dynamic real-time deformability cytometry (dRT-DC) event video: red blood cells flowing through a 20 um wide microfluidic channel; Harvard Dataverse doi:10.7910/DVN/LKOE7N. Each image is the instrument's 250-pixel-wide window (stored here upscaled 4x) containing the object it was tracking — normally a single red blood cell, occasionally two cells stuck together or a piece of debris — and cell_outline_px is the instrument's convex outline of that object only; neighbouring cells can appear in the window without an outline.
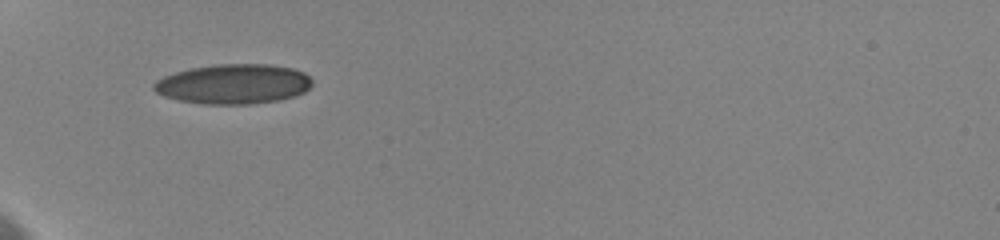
{"species": "human", "species_latin": "Homo sapiens", "temperature_condition": "cold", "stored_images_in_passage": 34, "camera_frame_rate_fps": 3000, "um_per_image_px": 0.085, "donor": {"sex": "female"}, "frame": {"image": 1, "passage_image": 1, "time_ms": 0.0, "image_size_px": [1000, 240], "cell_outline_px": [[312, 84], [304, 92], [296, 96], [280, 100], [248, 104], [204, 104], [180, 100], [164, 96], [156, 92], [152, 88], [152, 84], [156, 80], [164, 76], [188, 68], [216, 64], [268, 64], [292, 68], [304, 72], [312, 80]], "centroid_in_image_um": [19.84, 7.14], "position_along_channel_um": 65.2, "area_um2": 36.88}}
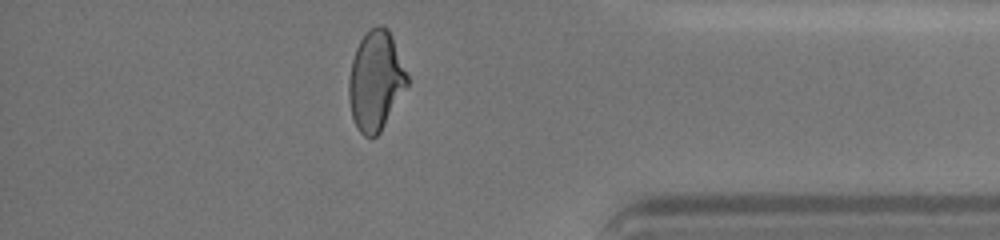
{"frame": {"image": 2, "passage_image": 30, "time_ms": 10.0, "image_size_px": [1000, 240], "cell_outline_px": [[408, 84], [380, 132], [376, 136], [364, 136], [360, 132], [352, 116], [348, 96], [348, 80], [352, 60], [356, 48], [360, 40], [368, 28], [376, 24], [380, 24], [388, 28], [392, 36], [408, 76]], "centroid_in_image_um": [31.92, 6.81], "position_along_channel_um": 403.3, "area_um2": 33.7}, "authors_computed_cell_mechanics": {"area_um2": 34.7089, "velocity_mm_per_s": 3.6297, "shape_relaxation_time_tau1_ms": 4.5622, "shape_relaxation_time_tau2_ms": 1.4926, "deformation_change_tau1": 0.159, "deformation_change_tau2": 0.072}}